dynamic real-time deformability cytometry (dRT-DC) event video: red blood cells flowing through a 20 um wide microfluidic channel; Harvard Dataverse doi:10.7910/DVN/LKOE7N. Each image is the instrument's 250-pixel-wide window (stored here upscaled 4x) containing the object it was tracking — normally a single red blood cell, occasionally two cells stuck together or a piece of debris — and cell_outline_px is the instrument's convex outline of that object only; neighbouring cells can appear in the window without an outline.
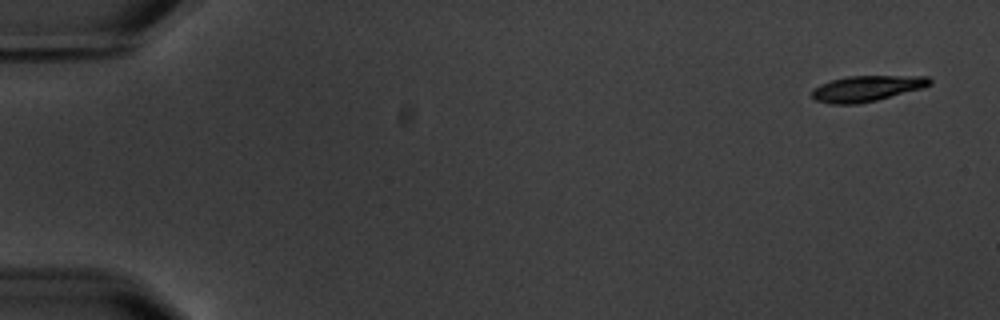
{"species": "common noctule bat (a hibernating species)", "species_latin": "Nyctalus noctula", "temperature_condition": "warm", "stored_images_in_passage": 4, "camera_frame_rate_fps": 3000, "um_per_image_px": 0.085, "animal": {"sex": "male", "body_mass_g": 20.1, "forearm_length_mm": 53.5}, "frame": {"image": 1, "passage_image": 1, "time_ms": 0.0, "image_size_px": [1000, 320], "cell_outline_px": [[932, 84], [924, 88], [876, 100], [856, 104], [828, 104], [816, 100], [812, 96], [812, 92], [820, 84], [832, 80], [848, 76], [928, 76], [932, 80]], "centroid_in_image_um": [73.71, 7.52], "position_along_channel_um": 11.3, "area_um2": 17.63}}
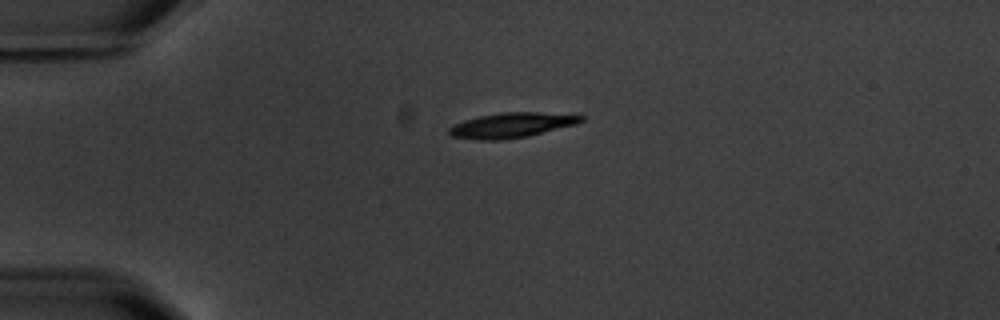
{"frame": {"image": 2, "passage_image": 4, "time_ms": 4.0, "image_size_px": [1000, 320], "cell_outline_px": [[584, 120], [576, 124], [528, 136], [500, 140], [476, 140], [452, 136], [448, 132], [448, 128], [452, 124], [464, 120], [480, 116], [504, 112], [576, 112], [584, 116]], "centroid_in_image_um": [43.57, 10.62], "position_along_channel_um": 41.4, "area_um2": 19.65}}